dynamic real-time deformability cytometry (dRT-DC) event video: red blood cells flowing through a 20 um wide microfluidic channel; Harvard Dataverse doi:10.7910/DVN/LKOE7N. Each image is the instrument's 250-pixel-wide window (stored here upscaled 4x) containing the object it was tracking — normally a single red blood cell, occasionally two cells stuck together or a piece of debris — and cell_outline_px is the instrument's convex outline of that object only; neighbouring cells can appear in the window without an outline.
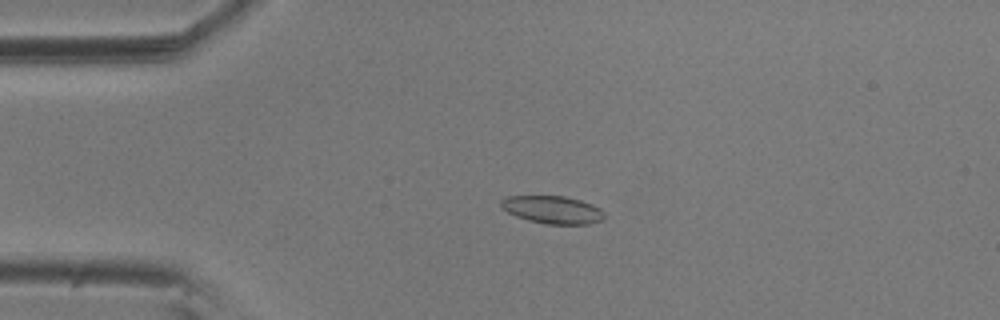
{"species": "common noctule bat (a hibernating species)", "species_latin": "Nyctalus noctula", "temperature_condition": "room temperature", "stored_images_in_passage": 55, "camera_frame_rate_fps": 3000, "um_per_image_px": 0.085, "animal": {"sex": "male", "body_mass_g": 20.5, "forearm_length_mm": 52.5}, "frame": {"image": 1, "passage_image": 12, "time_ms": 3.667, "image_size_px": [1000, 320], "cell_outline_px": [[604, 220], [588, 224], [548, 224], [528, 220], [516, 216], [508, 212], [500, 204], [500, 200], [508, 196], [564, 196], [580, 200], [592, 204], [600, 208], [604, 212]], "centroid_in_image_um": [47.0, 17.83], "position_along_channel_um": 38.0, "area_um2": 16.65}}
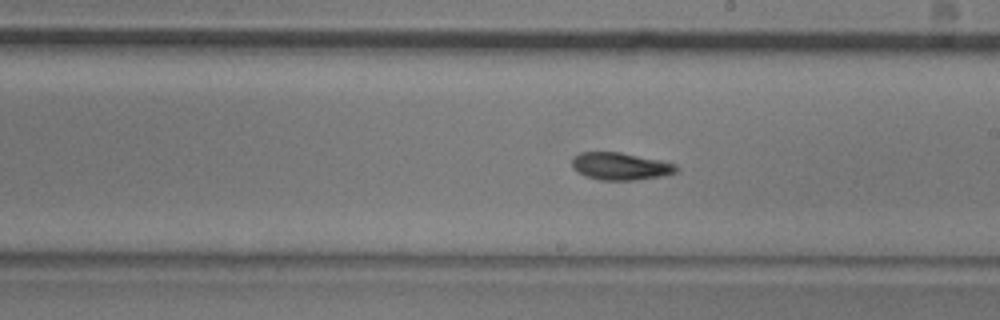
{"frame": {"image": 2, "passage_image": 31, "time_ms": 10.0, "image_size_px": [1000, 320], "cell_outline_px": [[680, 168], [676, 172], [660, 176], [636, 180], [600, 180], [584, 176], [576, 172], [572, 168], [572, 160], [580, 152], [620, 152], [660, 160], [676, 164]], "centroid_in_image_um": [52.72, 14.14], "position_along_channel_um": 236.3, "area_um2": 16.7}}
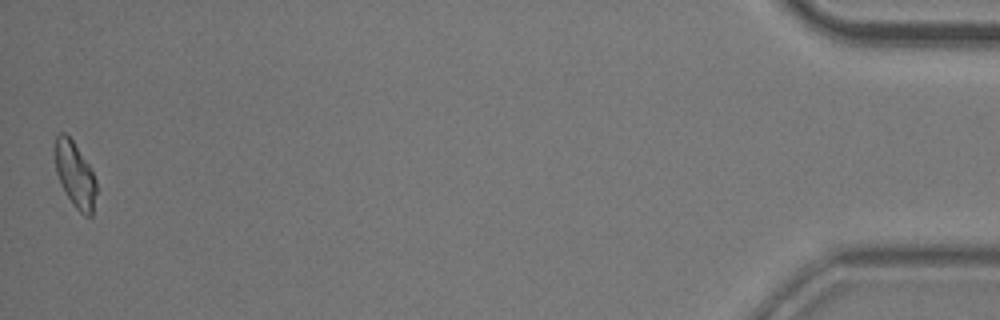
{"frame": {"image": 3, "passage_image": 55, "time_ms": 18.0, "image_size_px": [1000, 320], "cell_outline_px": [[96, 192], [92, 216], [84, 216], [76, 208], [68, 196], [56, 172], [56, 136], [60, 132], [64, 132], [72, 140], [92, 168], [96, 180]], "centroid_in_image_um": [6.42, 14.85], "position_along_channel_um": 428.8, "area_um2": 15.43}, "authors_computed_cell_mechanics": {"area_um2": 16.8198, "velocity_mm_per_s": 3.5903, "shape_relaxation_time_tau1_ms": 4.4759, "shape_relaxation_time_tau2_ms": 9.6179, "deformation_change_tau1": 0.1398, "deformation_change_tau2": 0.2036}}